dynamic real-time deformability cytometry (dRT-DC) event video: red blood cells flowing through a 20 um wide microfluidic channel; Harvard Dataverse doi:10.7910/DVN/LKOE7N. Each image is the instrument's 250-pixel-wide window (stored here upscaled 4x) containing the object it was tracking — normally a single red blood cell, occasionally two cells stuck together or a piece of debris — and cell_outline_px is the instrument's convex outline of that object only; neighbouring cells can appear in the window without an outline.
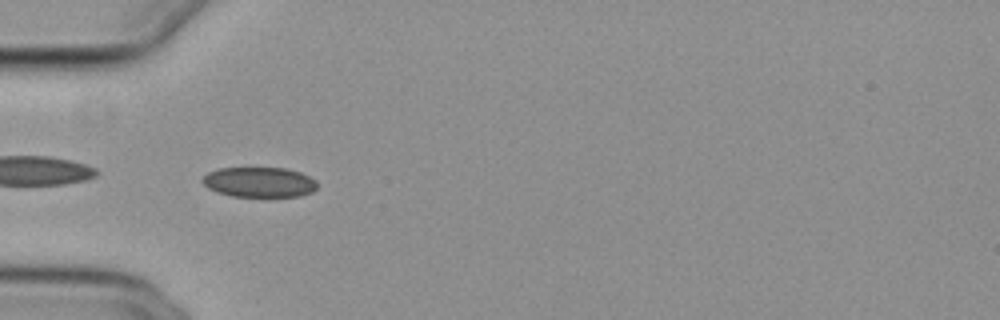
{"species": "common noctule bat (a hibernating species)", "species_latin": "Nyctalus noctula", "temperature_condition": "cold", "stored_images_in_passage": 44, "camera_frame_rate_fps": 3000, "um_per_image_px": 0.085, "animal": {"sex": "female", "body_mass_g": 29.2, "forearm_length_mm": 56.3}, "frame": {"image": 1, "passage_image": 7, "time_ms": 2.0, "image_size_px": [1000, 320], "cell_outline_px": [[316, 188], [312, 192], [300, 196], [232, 196], [216, 192], [208, 188], [200, 180], [208, 172], [220, 168], [288, 168], [300, 172], [316, 180]], "centroid_in_image_um": [22.03, 15.48], "position_along_channel_um": 63.0, "area_um2": 20.11}}
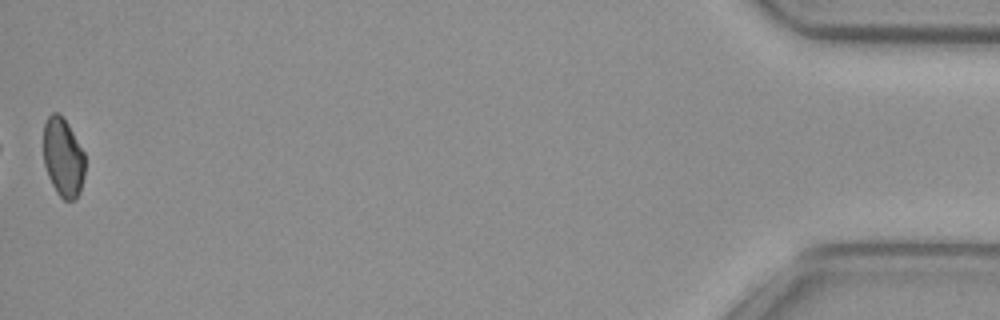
{"frame": {"image": 2, "passage_image": 44, "time_ms": 14.333, "image_size_px": [1000, 320], "cell_outline_px": [[84, 176], [80, 192], [76, 200], [64, 200], [56, 192], [48, 176], [44, 164], [44, 124], [48, 116], [52, 112], [56, 112], [68, 124], [84, 152]], "centroid_in_image_um": [5.36, 13.41], "position_along_channel_um": 429.8, "area_um2": 19.02}, "authors_computed_cell_mechanics": {"area_um2": 20.6635, "velocity_mm_per_s": 3.7675, "shape_relaxation_time_tau1_ms": 7.4529, "shape_relaxation_time_tau2_ms": 7.994, "deformation_change_tau1": 0.1032, "deformation_change_tau2": 0.1118}}